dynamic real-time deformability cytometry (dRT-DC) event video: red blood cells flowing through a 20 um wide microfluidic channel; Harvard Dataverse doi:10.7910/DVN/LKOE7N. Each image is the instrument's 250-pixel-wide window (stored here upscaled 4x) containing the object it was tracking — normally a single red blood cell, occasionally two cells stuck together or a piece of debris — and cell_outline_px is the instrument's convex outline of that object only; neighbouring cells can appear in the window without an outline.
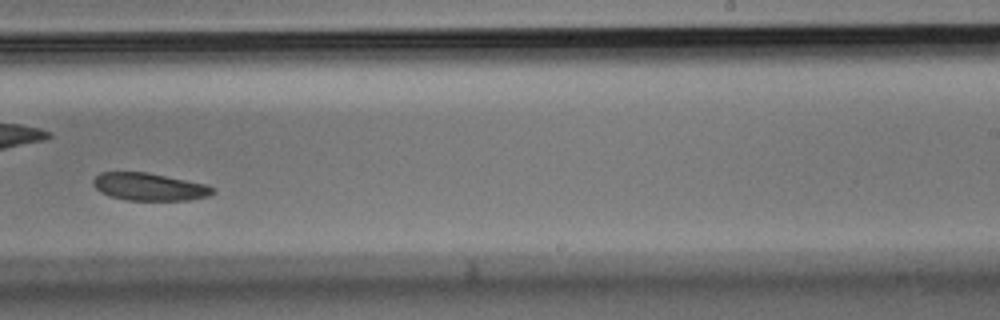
{"species": "Egyptian fruit bat (a non-hibernating species)", "species_latin": "Rousettus aegyptiacus", "temperature_condition": "room temperature", "stored_images_in_passage": 21, "camera_frame_rate_fps": 3000, "um_per_image_px": 0.085, "animal": {"sex": "male"}, "frame": {"image": 1, "passage_image": 15, "time_ms": 4.667, "image_size_px": [1000, 320], "cell_outline_px": [[216, 192], [208, 196], [188, 200], [128, 200], [112, 196], [100, 192], [92, 184], [92, 180], [100, 172], [148, 172], [208, 184], [216, 188]], "centroid_in_image_um": [12.73, 15.87], "position_along_channel_um": 276.3, "area_um2": 19.36}}